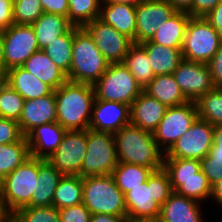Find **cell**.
<instances>
[{
    "label": "cell",
    "mask_w": 222,
    "mask_h": 222,
    "mask_svg": "<svg viewBox=\"0 0 222 222\" xmlns=\"http://www.w3.org/2000/svg\"><path fill=\"white\" fill-rule=\"evenodd\" d=\"M27 71L49 85L53 90L67 81V75L50 59L43 50L32 54L22 65Z\"/></svg>",
    "instance_id": "25"
},
{
    "label": "cell",
    "mask_w": 222,
    "mask_h": 222,
    "mask_svg": "<svg viewBox=\"0 0 222 222\" xmlns=\"http://www.w3.org/2000/svg\"><path fill=\"white\" fill-rule=\"evenodd\" d=\"M12 215L7 211L4 203L0 198V222H11Z\"/></svg>",
    "instance_id": "53"
},
{
    "label": "cell",
    "mask_w": 222,
    "mask_h": 222,
    "mask_svg": "<svg viewBox=\"0 0 222 222\" xmlns=\"http://www.w3.org/2000/svg\"><path fill=\"white\" fill-rule=\"evenodd\" d=\"M176 10L165 0H143L136 6L135 44L150 40Z\"/></svg>",
    "instance_id": "17"
},
{
    "label": "cell",
    "mask_w": 222,
    "mask_h": 222,
    "mask_svg": "<svg viewBox=\"0 0 222 222\" xmlns=\"http://www.w3.org/2000/svg\"><path fill=\"white\" fill-rule=\"evenodd\" d=\"M13 24V0H0V31Z\"/></svg>",
    "instance_id": "47"
},
{
    "label": "cell",
    "mask_w": 222,
    "mask_h": 222,
    "mask_svg": "<svg viewBox=\"0 0 222 222\" xmlns=\"http://www.w3.org/2000/svg\"><path fill=\"white\" fill-rule=\"evenodd\" d=\"M214 127L197 117L190 129L165 153L164 158L202 160L214 144Z\"/></svg>",
    "instance_id": "12"
},
{
    "label": "cell",
    "mask_w": 222,
    "mask_h": 222,
    "mask_svg": "<svg viewBox=\"0 0 222 222\" xmlns=\"http://www.w3.org/2000/svg\"><path fill=\"white\" fill-rule=\"evenodd\" d=\"M83 204L92 214L127 216L125 195L112 174L83 177Z\"/></svg>",
    "instance_id": "6"
},
{
    "label": "cell",
    "mask_w": 222,
    "mask_h": 222,
    "mask_svg": "<svg viewBox=\"0 0 222 222\" xmlns=\"http://www.w3.org/2000/svg\"><path fill=\"white\" fill-rule=\"evenodd\" d=\"M205 18L218 32L220 40L222 41V0Z\"/></svg>",
    "instance_id": "48"
},
{
    "label": "cell",
    "mask_w": 222,
    "mask_h": 222,
    "mask_svg": "<svg viewBox=\"0 0 222 222\" xmlns=\"http://www.w3.org/2000/svg\"><path fill=\"white\" fill-rule=\"evenodd\" d=\"M63 176L47 160L39 159L36 191L31 197L30 207L51 206L54 192Z\"/></svg>",
    "instance_id": "28"
},
{
    "label": "cell",
    "mask_w": 222,
    "mask_h": 222,
    "mask_svg": "<svg viewBox=\"0 0 222 222\" xmlns=\"http://www.w3.org/2000/svg\"><path fill=\"white\" fill-rule=\"evenodd\" d=\"M7 83L25 100L47 96L54 91L22 66L8 69Z\"/></svg>",
    "instance_id": "26"
},
{
    "label": "cell",
    "mask_w": 222,
    "mask_h": 222,
    "mask_svg": "<svg viewBox=\"0 0 222 222\" xmlns=\"http://www.w3.org/2000/svg\"><path fill=\"white\" fill-rule=\"evenodd\" d=\"M30 157V150L25 136L15 143L0 144V180Z\"/></svg>",
    "instance_id": "34"
},
{
    "label": "cell",
    "mask_w": 222,
    "mask_h": 222,
    "mask_svg": "<svg viewBox=\"0 0 222 222\" xmlns=\"http://www.w3.org/2000/svg\"><path fill=\"white\" fill-rule=\"evenodd\" d=\"M8 70L5 67H0V89L7 84Z\"/></svg>",
    "instance_id": "55"
},
{
    "label": "cell",
    "mask_w": 222,
    "mask_h": 222,
    "mask_svg": "<svg viewBox=\"0 0 222 222\" xmlns=\"http://www.w3.org/2000/svg\"><path fill=\"white\" fill-rule=\"evenodd\" d=\"M118 162L149 167H163L165 153L158 147L153 133L131 123L113 134Z\"/></svg>",
    "instance_id": "2"
},
{
    "label": "cell",
    "mask_w": 222,
    "mask_h": 222,
    "mask_svg": "<svg viewBox=\"0 0 222 222\" xmlns=\"http://www.w3.org/2000/svg\"><path fill=\"white\" fill-rule=\"evenodd\" d=\"M172 192L167 171L163 167L153 171L146 182L125 194L127 220L159 218Z\"/></svg>",
    "instance_id": "3"
},
{
    "label": "cell",
    "mask_w": 222,
    "mask_h": 222,
    "mask_svg": "<svg viewBox=\"0 0 222 222\" xmlns=\"http://www.w3.org/2000/svg\"><path fill=\"white\" fill-rule=\"evenodd\" d=\"M197 117V107L193 101L168 107L164 117L153 132L158 147L166 153L190 129Z\"/></svg>",
    "instance_id": "11"
},
{
    "label": "cell",
    "mask_w": 222,
    "mask_h": 222,
    "mask_svg": "<svg viewBox=\"0 0 222 222\" xmlns=\"http://www.w3.org/2000/svg\"><path fill=\"white\" fill-rule=\"evenodd\" d=\"M153 171L154 170L149 167L118 162L112 175L117 187L125 195L129 191H132L133 188L146 182Z\"/></svg>",
    "instance_id": "33"
},
{
    "label": "cell",
    "mask_w": 222,
    "mask_h": 222,
    "mask_svg": "<svg viewBox=\"0 0 222 222\" xmlns=\"http://www.w3.org/2000/svg\"><path fill=\"white\" fill-rule=\"evenodd\" d=\"M127 222H164L160 218L151 219H139V220H127Z\"/></svg>",
    "instance_id": "57"
},
{
    "label": "cell",
    "mask_w": 222,
    "mask_h": 222,
    "mask_svg": "<svg viewBox=\"0 0 222 222\" xmlns=\"http://www.w3.org/2000/svg\"><path fill=\"white\" fill-rule=\"evenodd\" d=\"M198 118L213 126L222 124V90L215 87L196 102Z\"/></svg>",
    "instance_id": "36"
},
{
    "label": "cell",
    "mask_w": 222,
    "mask_h": 222,
    "mask_svg": "<svg viewBox=\"0 0 222 222\" xmlns=\"http://www.w3.org/2000/svg\"><path fill=\"white\" fill-rule=\"evenodd\" d=\"M61 222H90L92 213L83 204L59 209Z\"/></svg>",
    "instance_id": "42"
},
{
    "label": "cell",
    "mask_w": 222,
    "mask_h": 222,
    "mask_svg": "<svg viewBox=\"0 0 222 222\" xmlns=\"http://www.w3.org/2000/svg\"><path fill=\"white\" fill-rule=\"evenodd\" d=\"M128 124H130L129 105L95 99L89 129L114 134Z\"/></svg>",
    "instance_id": "18"
},
{
    "label": "cell",
    "mask_w": 222,
    "mask_h": 222,
    "mask_svg": "<svg viewBox=\"0 0 222 222\" xmlns=\"http://www.w3.org/2000/svg\"><path fill=\"white\" fill-rule=\"evenodd\" d=\"M209 155L213 160L222 163V124L214 127V144L210 149Z\"/></svg>",
    "instance_id": "49"
},
{
    "label": "cell",
    "mask_w": 222,
    "mask_h": 222,
    "mask_svg": "<svg viewBox=\"0 0 222 222\" xmlns=\"http://www.w3.org/2000/svg\"><path fill=\"white\" fill-rule=\"evenodd\" d=\"M73 38L74 26L42 49L66 75L69 74L72 63Z\"/></svg>",
    "instance_id": "35"
},
{
    "label": "cell",
    "mask_w": 222,
    "mask_h": 222,
    "mask_svg": "<svg viewBox=\"0 0 222 222\" xmlns=\"http://www.w3.org/2000/svg\"><path fill=\"white\" fill-rule=\"evenodd\" d=\"M43 13L40 0H13L15 24L32 25Z\"/></svg>",
    "instance_id": "40"
},
{
    "label": "cell",
    "mask_w": 222,
    "mask_h": 222,
    "mask_svg": "<svg viewBox=\"0 0 222 222\" xmlns=\"http://www.w3.org/2000/svg\"><path fill=\"white\" fill-rule=\"evenodd\" d=\"M90 222H127V216H116L110 214H92Z\"/></svg>",
    "instance_id": "50"
},
{
    "label": "cell",
    "mask_w": 222,
    "mask_h": 222,
    "mask_svg": "<svg viewBox=\"0 0 222 222\" xmlns=\"http://www.w3.org/2000/svg\"><path fill=\"white\" fill-rule=\"evenodd\" d=\"M56 118V98L53 91L47 96L25 100L18 123L23 135L26 136L39 125L56 122Z\"/></svg>",
    "instance_id": "20"
},
{
    "label": "cell",
    "mask_w": 222,
    "mask_h": 222,
    "mask_svg": "<svg viewBox=\"0 0 222 222\" xmlns=\"http://www.w3.org/2000/svg\"><path fill=\"white\" fill-rule=\"evenodd\" d=\"M87 153L81 177L110 175L118 164L113 133L86 130Z\"/></svg>",
    "instance_id": "10"
},
{
    "label": "cell",
    "mask_w": 222,
    "mask_h": 222,
    "mask_svg": "<svg viewBox=\"0 0 222 222\" xmlns=\"http://www.w3.org/2000/svg\"><path fill=\"white\" fill-rule=\"evenodd\" d=\"M207 64L214 86L219 87L222 85V44Z\"/></svg>",
    "instance_id": "44"
},
{
    "label": "cell",
    "mask_w": 222,
    "mask_h": 222,
    "mask_svg": "<svg viewBox=\"0 0 222 222\" xmlns=\"http://www.w3.org/2000/svg\"><path fill=\"white\" fill-rule=\"evenodd\" d=\"M44 13L62 15L68 18V0H40Z\"/></svg>",
    "instance_id": "46"
},
{
    "label": "cell",
    "mask_w": 222,
    "mask_h": 222,
    "mask_svg": "<svg viewBox=\"0 0 222 222\" xmlns=\"http://www.w3.org/2000/svg\"><path fill=\"white\" fill-rule=\"evenodd\" d=\"M221 0H194L192 8L187 12L191 17H205Z\"/></svg>",
    "instance_id": "45"
},
{
    "label": "cell",
    "mask_w": 222,
    "mask_h": 222,
    "mask_svg": "<svg viewBox=\"0 0 222 222\" xmlns=\"http://www.w3.org/2000/svg\"><path fill=\"white\" fill-rule=\"evenodd\" d=\"M123 64L144 90L155 77L146 50L140 44H133L125 55Z\"/></svg>",
    "instance_id": "31"
},
{
    "label": "cell",
    "mask_w": 222,
    "mask_h": 222,
    "mask_svg": "<svg viewBox=\"0 0 222 222\" xmlns=\"http://www.w3.org/2000/svg\"><path fill=\"white\" fill-rule=\"evenodd\" d=\"M163 168L170 177L173 192L199 202L210 199L212 185L201 171L199 160L164 158Z\"/></svg>",
    "instance_id": "5"
},
{
    "label": "cell",
    "mask_w": 222,
    "mask_h": 222,
    "mask_svg": "<svg viewBox=\"0 0 222 222\" xmlns=\"http://www.w3.org/2000/svg\"><path fill=\"white\" fill-rule=\"evenodd\" d=\"M83 28L109 63H123L129 48L134 44L130 38L99 19H94Z\"/></svg>",
    "instance_id": "14"
},
{
    "label": "cell",
    "mask_w": 222,
    "mask_h": 222,
    "mask_svg": "<svg viewBox=\"0 0 222 222\" xmlns=\"http://www.w3.org/2000/svg\"><path fill=\"white\" fill-rule=\"evenodd\" d=\"M216 200V202L222 207V180L217 181L212 185V192L210 199Z\"/></svg>",
    "instance_id": "52"
},
{
    "label": "cell",
    "mask_w": 222,
    "mask_h": 222,
    "mask_svg": "<svg viewBox=\"0 0 222 222\" xmlns=\"http://www.w3.org/2000/svg\"><path fill=\"white\" fill-rule=\"evenodd\" d=\"M56 121L67 131L89 129L95 91L91 84L66 81L54 90Z\"/></svg>",
    "instance_id": "1"
},
{
    "label": "cell",
    "mask_w": 222,
    "mask_h": 222,
    "mask_svg": "<svg viewBox=\"0 0 222 222\" xmlns=\"http://www.w3.org/2000/svg\"><path fill=\"white\" fill-rule=\"evenodd\" d=\"M38 172L39 158L30 157L1 180L0 198L11 215L31 203Z\"/></svg>",
    "instance_id": "7"
},
{
    "label": "cell",
    "mask_w": 222,
    "mask_h": 222,
    "mask_svg": "<svg viewBox=\"0 0 222 222\" xmlns=\"http://www.w3.org/2000/svg\"><path fill=\"white\" fill-rule=\"evenodd\" d=\"M221 44L218 32L205 17H190L181 50L184 60L207 64Z\"/></svg>",
    "instance_id": "9"
},
{
    "label": "cell",
    "mask_w": 222,
    "mask_h": 222,
    "mask_svg": "<svg viewBox=\"0 0 222 222\" xmlns=\"http://www.w3.org/2000/svg\"><path fill=\"white\" fill-rule=\"evenodd\" d=\"M144 91L167 107L178 106L188 102L173 74L155 76Z\"/></svg>",
    "instance_id": "29"
},
{
    "label": "cell",
    "mask_w": 222,
    "mask_h": 222,
    "mask_svg": "<svg viewBox=\"0 0 222 222\" xmlns=\"http://www.w3.org/2000/svg\"><path fill=\"white\" fill-rule=\"evenodd\" d=\"M68 21L77 27L99 18L101 0H68Z\"/></svg>",
    "instance_id": "37"
},
{
    "label": "cell",
    "mask_w": 222,
    "mask_h": 222,
    "mask_svg": "<svg viewBox=\"0 0 222 222\" xmlns=\"http://www.w3.org/2000/svg\"><path fill=\"white\" fill-rule=\"evenodd\" d=\"M99 20L111 25L135 43L136 6L117 3H101Z\"/></svg>",
    "instance_id": "23"
},
{
    "label": "cell",
    "mask_w": 222,
    "mask_h": 222,
    "mask_svg": "<svg viewBox=\"0 0 222 222\" xmlns=\"http://www.w3.org/2000/svg\"><path fill=\"white\" fill-rule=\"evenodd\" d=\"M93 87L95 99L120 102L129 106L143 91L123 63H110Z\"/></svg>",
    "instance_id": "8"
},
{
    "label": "cell",
    "mask_w": 222,
    "mask_h": 222,
    "mask_svg": "<svg viewBox=\"0 0 222 222\" xmlns=\"http://www.w3.org/2000/svg\"><path fill=\"white\" fill-rule=\"evenodd\" d=\"M25 99L8 83L0 89V118L19 121Z\"/></svg>",
    "instance_id": "39"
},
{
    "label": "cell",
    "mask_w": 222,
    "mask_h": 222,
    "mask_svg": "<svg viewBox=\"0 0 222 222\" xmlns=\"http://www.w3.org/2000/svg\"><path fill=\"white\" fill-rule=\"evenodd\" d=\"M39 49H44L56 37L65 34L73 25L67 17L43 13L32 25Z\"/></svg>",
    "instance_id": "30"
},
{
    "label": "cell",
    "mask_w": 222,
    "mask_h": 222,
    "mask_svg": "<svg viewBox=\"0 0 222 222\" xmlns=\"http://www.w3.org/2000/svg\"><path fill=\"white\" fill-rule=\"evenodd\" d=\"M83 203V177L63 176L54 192L52 206L58 210Z\"/></svg>",
    "instance_id": "32"
},
{
    "label": "cell",
    "mask_w": 222,
    "mask_h": 222,
    "mask_svg": "<svg viewBox=\"0 0 222 222\" xmlns=\"http://www.w3.org/2000/svg\"><path fill=\"white\" fill-rule=\"evenodd\" d=\"M140 45L146 50L155 76L173 74L184 60L182 49L166 47L150 40L144 41Z\"/></svg>",
    "instance_id": "24"
},
{
    "label": "cell",
    "mask_w": 222,
    "mask_h": 222,
    "mask_svg": "<svg viewBox=\"0 0 222 222\" xmlns=\"http://www.w3.org/2000/svg\"><path fill=\"white\" fill-rule=\"evenodd\" d=\"M167 1L177 12H188L193 5L194 0H165Z\"/></svg>",
    "instance_id": "51"
},
{
    "label": "cell",
    "mask_w": 222,
    "mask_h": 222,
    "mask_svg": "<svg viewBox=\"0 0 222 222\" xmlns=\"http://www.w3.org/2000/svg\"><path fill=\"white\" fill-rule=\"evenodd\" d=\"M143 0H101V3H117L137 6Z\"/></svg>",
    "instance_id": "54"
},
{
    "label": "cell",
    "mask_w": 222,
    "mask_h": 222,
    "mask_svg": "<svg viewBox=\"0 0 222 222\" xmlns=\"http://www.w3.org/2000/svg\"><path fill=\"white\" fill-rule=\"evenodd\" d=\"M4 63L8 70L22 66L36 51L40 50L31 25L13 24L3 30Z\"/></svg>",
    "instance_id": "15"
},
{
    "label": "cell",
    "mask_w": 222,
    "mask_h": 222,
    "mask_svg": "<svg viewBox=\"0 0 222 222\" xmlns=\"http://www.w3.org/2000/svg\"><path fill=\"white\" fill-rule=\"evenodd\" d=\"M66 132L57 121L32 129L25 136L31 157L47 160L58 148Z\"/></svg>",
    "instance_id": "19"
},
{
    "label": "cell",
    "mask_w": 222,
    "mask_h": 222,
    "mask_svg": "<svg viewBox=\"0 0 222 222\" xmlns=\"http://www.w3.org/2000/svg\"><path fill=\"white\" fill-rule=\"evenodd\" d=\"M173 76L188 101L196 102L215 88L206 63L183 60L173 72Z\"/></svg>",
    "instance_id": "16"
},
{
    "label": "cell",
    "mask_w": 222,
    "mask_h": 222,
    "mask_svg": "<svg viewBox=\"0 0 222 222\" xmlns=\"http://www.w3.org/2000/svg\"><path fill=\"white\" fill-rule=\"evenodd\" d=\"M0 67H5L4 63V37L3 32L0 31Z\"/></svg>",
    "instance_id": "56"
},
{
    "label": "cell",
    "mask_w": 222,
    "mask_h": 222,
    "mask_svg": "<svg viewBox=\"0 0 222 222\" xmlns=\"http://www.w3.org/2000/svg\"><path fill=\"white\" fill-rule=\"evenodd\" d=\"M201 202L172 192L161 206L159 218L164 222H205Z\"/></svg>",
    "instance_id": "22"
},
{
    "label": "cell",
    "mask_w": 222,
    "mask_h": 222,
    "mask_svg": "<svg viewBox=\"0 0 222 222\" xmlns=\"http://www.w3.org/2000/svg\"><path fill=\"white\" fill-rule=\"evenodd\" d=\"M167 108L165 104L143 90L130 105V123L153 133L164 117Z\"/></svg>",
    "instance_id": "21"
},
{
    "label": "cell",
    "mask_w": 222,
    "mask_h": 222,
    "mask_svg": "<svg viewBox=\"0 0 222 222\" xmlns=\"http://www.w3.org/2000/svg\"><path fill=\"white\" fill-rule=\"evenodd\" d=\"M11 222H61L59 210L54 206H26L12 214Z\"/></svg>",
    "instance_id": "38"
},
{
    "label": "cell",
    "mask_w": 222,
    "mask_h": 222,
    "mask_svg": "<svg viewBox=\"0 0 222 222\" xmlns=\"http://www.w3.org/2000/svg\"><path fill=\"white\" fill-rule=\"evenodd\" d=\"M200 168L204 175L208 178L211 185L222 180V163L213 160L209 154L200 160Z\"/></svg>",
    "instance_id": "43"
},
{
    "label": "cell",
    "mask_w": 222,
    "mask_h": 222,
    "mask_svg": "<svg viewBox=\"0 0 222 222\" xmlns=\"http://www.w3.org/2000/svg\"><path fill=\"white\" fill-rule=\"evenodd\" d=\"M109 64L89 33L83 27L74 26L72 63L67 80L93 85L105 73Z\"/></svg>",
    "instance_id": "4"
},
{
    "label": "cell",
    "mask_w": 222,
    "mask_h": 222,
    "mask_svg": "<svg viewBox=\"0 0 222 222\" xmlns=\"http://www.w3.org/2000/svg\"><path fill=\"white\" fill-rule=\"evenodd\" d=\"M24 137L18 121L0 118V144H10Z\"/></svg>",
    "instance_id": "41"
},
{
    "label": "cell",
    "mask_w": 222,
    "mask_h": 222,
    "mask_svg": "<svg viewBox=\"0 0 222 222\" xmlns=\"http://www.w3.org/2000/svg\"><path fill=\"white\" fill-rule=\"evenodd\" d=\"M190 17L187 12L176 11L168 20L159 25L150 41L166 47L182 49Z\"/></svg>",
    "instance_id": "27"
},
{
    "label": "cell",
    "mask_w": 222,
    "mask_h": 222,
    "mask_svg": "<svg viewBox=\"0 0 222 222\" xmlns=\"http://www.w3.org/2000/svg\"><path fill=\"white\" fill-rule=\"evenodd\" d=\"M86 153V130L67 131L60 145L47 161L62 176H81L82 164Z\"/></svg>",
    "instance_id": "13"
}]
</instances>
